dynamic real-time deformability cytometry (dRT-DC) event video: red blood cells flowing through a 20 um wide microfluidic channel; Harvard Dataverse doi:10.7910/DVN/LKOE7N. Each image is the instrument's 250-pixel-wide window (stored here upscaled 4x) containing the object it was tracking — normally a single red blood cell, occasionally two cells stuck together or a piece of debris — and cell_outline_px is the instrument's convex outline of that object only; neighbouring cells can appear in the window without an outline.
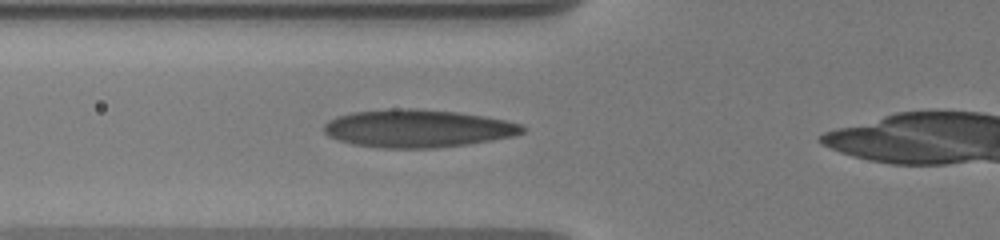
{"species": "human", "species_latin": "Homo sapiens", "temperature_condition": "warm", "stored_images_in_passage": 8, "camera_frame_rate_fps": 3000, "um_per_image_px": 0.085, "donor": {"sex": "male"}, "frame": {"image": 1, "passage_image": 6, "time_ms": 3.0, "image_size_px": [1000, 240], "cell_outline_px": [[524, 132], [512, 136], [492, 140], [468, 144], [436, 148], [380, 148], [352, 144], [328, 136], [324, 132], [324, 124], [328, 120], [352, 112], [392, 108], [416, 108], [456, 112], [484, 116], [504, 120], [520, 124], [524, 128]], "centroid_in_image_um": [35.47, 10.92], "position_along_channel_um": 90.3, "area_um2": 43.7}}
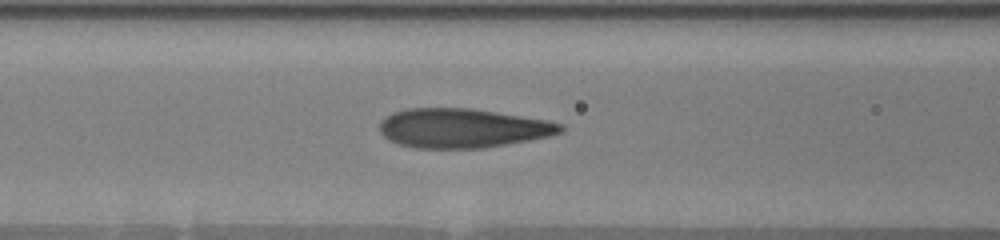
{"frame": {"image": 2, "passage_image": 8, "time_ms": 4.0, "image_size_px": [1000, 240], "cell_outline_px": [[564, 132], [548, 136], [508, 144], [484, 148], [416, 148], [400, 144], [388, 140], [380, 132], [380, 120], [384, 116], [392, 112], [404, 108], [472, 108], [548, 120], [564, 124]], "centroid_in_image_um": [39.3, 10.88], "position_along_channel_um": 127.3, "area_um2": 41.73}}